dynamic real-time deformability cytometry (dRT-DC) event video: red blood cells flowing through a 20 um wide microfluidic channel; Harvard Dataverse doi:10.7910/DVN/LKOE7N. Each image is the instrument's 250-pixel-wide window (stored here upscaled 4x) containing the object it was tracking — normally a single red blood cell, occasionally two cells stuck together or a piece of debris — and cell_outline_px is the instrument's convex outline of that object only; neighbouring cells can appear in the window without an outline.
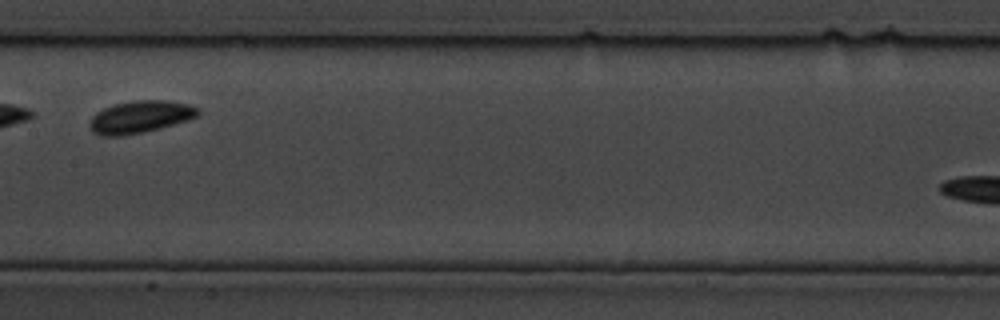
{"species": "common noctule bat (a hibernating species)", "species_latin": "Nyctalus noctula", "temperature_condition": "cold", "stored_images_in_passage": 22, "camera_frame_rate_fps": 3000, "um_per_image_px": 0.085, "animal": {"sex": "male", "body_mass_g": 19.5, "forearm_length_mm": 54.6}, "frame": {"image": 1, "passage_image": 10, "time_ms": 3.0, "image_size_px": [1000, 320], "cell_outline_px": [[200, 112], [196, 116], [188, 120], [160, 128], [144, 132], [120, 136], [100, 136], [92, 132], [88, 124], [92, 116], [96, 112], [104, 108], [116, 104], [132, 100], [168, 100], [188, 104], [200, 108]], "centroid_in_image_um": [11.9, 9.94], "position_along_channel_um": 195.5, "area_um2": 20.52}}